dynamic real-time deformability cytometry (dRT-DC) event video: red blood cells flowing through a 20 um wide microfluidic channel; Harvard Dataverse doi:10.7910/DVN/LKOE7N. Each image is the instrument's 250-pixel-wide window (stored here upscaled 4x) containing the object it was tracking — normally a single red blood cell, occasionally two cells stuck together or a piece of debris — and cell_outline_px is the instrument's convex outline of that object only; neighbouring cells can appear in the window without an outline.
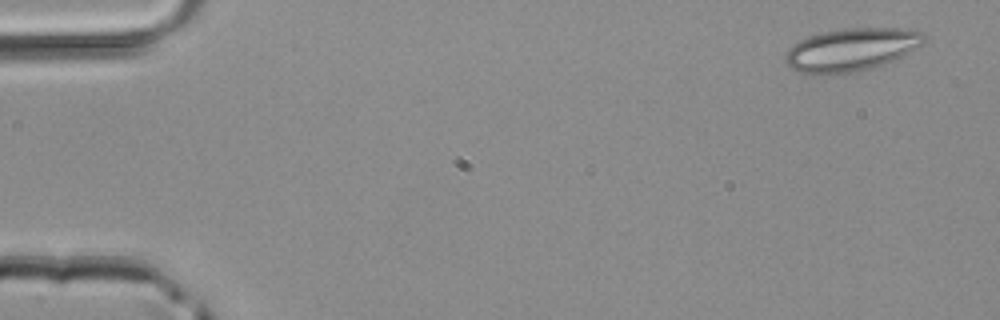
{"species": "common noctule bat (a hibernating species)", "species_latin": "Nyctalus noctula", "temperature_condition": "room temperature", "stored_images_in_passage": 9, "camera_frame_rate_fps": 3000, "um_per_image_px": 0.085, "animal": {"sex": "male", "body_mass_g": 20.4}, "frame": {"image": 1, "passage_image": 1, "time_ms": 0.0, "image_size_px": [1000, 320], "cell_outline_px": [[924, 44], [896, 60], [868, 68], [848, 72], [800, 72], [792, 68], [784, 60], [784, 56], [788, 48], [800, 40], [808, 36], [824, 32], [844, 28], [900, 28], [924, 32]], "centroid_in_image_um": [72.4, 4.18], "position_along_channel_um": 12.6, "area_um2": 33.99}}